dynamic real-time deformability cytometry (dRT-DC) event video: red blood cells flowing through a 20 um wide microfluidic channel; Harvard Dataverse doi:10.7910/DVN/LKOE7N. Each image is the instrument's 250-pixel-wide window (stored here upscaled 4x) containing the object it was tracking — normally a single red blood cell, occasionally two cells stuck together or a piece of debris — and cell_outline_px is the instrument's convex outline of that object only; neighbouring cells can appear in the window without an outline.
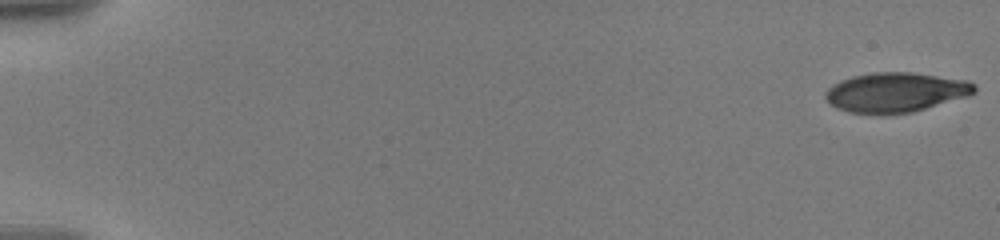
{"species": "human", "species_latin": "Homo sapiens", "temperature_condition": "warm", "stored_images_in_passage": 41, "camera_frame_rate_fps": 3000, "um_per_image_px": 0.085, "donor": {"sex": "male"}, "frame": {"image": 1, "passage_image": 1, "time_ms": 0.0, "image_size_px": [1000, 240], "cell_outline_px": [[976, 92], [968, 96], [912, 112], [848, 112], [836, 108], [824, 96], [824, 92], [832, 84], [840, 80], [852, 76], [872, 72], [912, 72], [968, 80], [976, 84]], "centroid_in_image_um": [76.15, 7.81], "position_along_channel_um": 8.8, "area_um2": 34.1}}
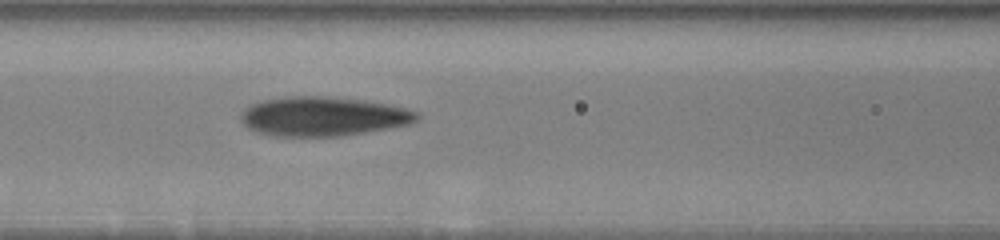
{"frame": {"image": 2, "passage_image": 35, "time_ms": 8.667, "image_size_px": [1000, 240], "cell_outline_px": [[420, 116], [416, 120], [408, 124], [388, 128], [340, 136], [272, 136], [256, 132], [248, 128], [240, 120], [240, 116], [244, 108], [252, 104], [264, 100], [284, 96], [332, 96], [364, 100], [404, 108], [416, 112]], "centroid_in_image_um": [27.39, 9.89], "position_along_channel_um": 139.2, "area_um2": 40.23}}
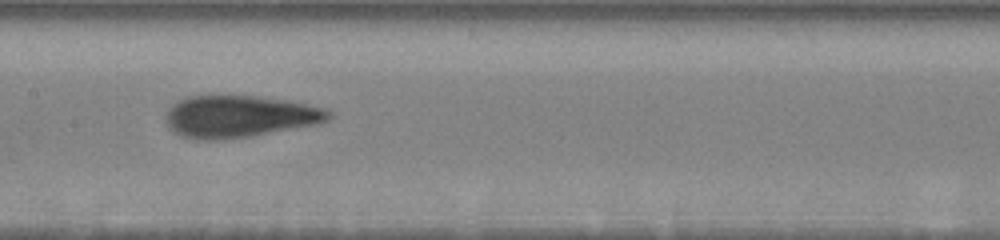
{"frame": {"image": 3, "passage_image": 40, "time_ms": 10.0, "image_size_px": [1000, 240], "cell_outline_px": [[332, 116], [328, 120], [320, 124], [252, 136], [216, 140], [200, 140], [180, 136], [172, 132], [168, 128], [164, 120], [172, 104], [188, 96], [256, 96], [292, 100], [328, 108], [332, 112]], "centroid_in_image_um": [20.41, 9.9], "position_along_channel_um": 187.0, "area_um2": 40.52}}